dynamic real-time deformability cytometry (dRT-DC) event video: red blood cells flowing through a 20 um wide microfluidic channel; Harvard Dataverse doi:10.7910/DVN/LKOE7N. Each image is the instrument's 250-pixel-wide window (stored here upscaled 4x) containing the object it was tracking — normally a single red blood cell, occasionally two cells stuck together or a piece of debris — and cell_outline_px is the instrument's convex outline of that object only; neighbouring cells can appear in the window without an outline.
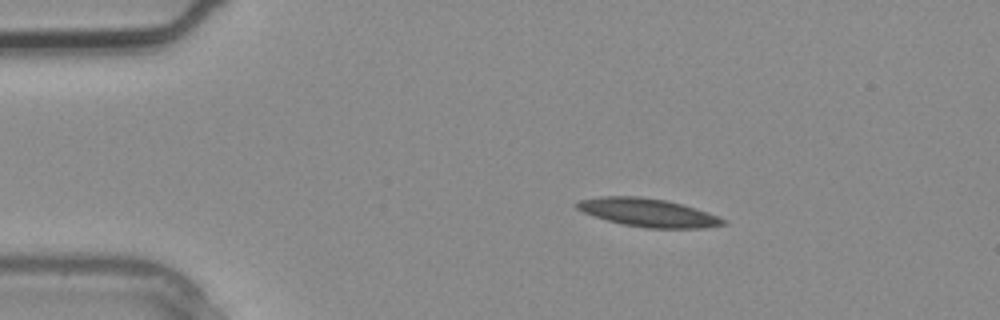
{"species": "common noctule bat (a hibernating species)", "species_latin": "Nyctalus noctula", "temperature_condition": "warm", "stored_images_in_passage": 2, "camera_frame_rate_fps": 3000, "um_per_image_px": 0.085, "animal": {"sex": "male", "body_mass_g": 20.4}, "frame": {"image": 1, "passage_image": 1, "time_ms": 0.0, "image_size_px": [1000, 320], "cell_outline_px": [[728, 224], [704, 228], [648, 228], [624, 224], [608, 220], [584, 212], [576, 208], [572, 204], [580, 200], [600, 196], [640, 196], [664, 200], [696, 208], [728, 220]], "centroid_in_image_um": [55.1, 18.07], "position_along_channel_um": 29.9, "area_um2": 23.93}}